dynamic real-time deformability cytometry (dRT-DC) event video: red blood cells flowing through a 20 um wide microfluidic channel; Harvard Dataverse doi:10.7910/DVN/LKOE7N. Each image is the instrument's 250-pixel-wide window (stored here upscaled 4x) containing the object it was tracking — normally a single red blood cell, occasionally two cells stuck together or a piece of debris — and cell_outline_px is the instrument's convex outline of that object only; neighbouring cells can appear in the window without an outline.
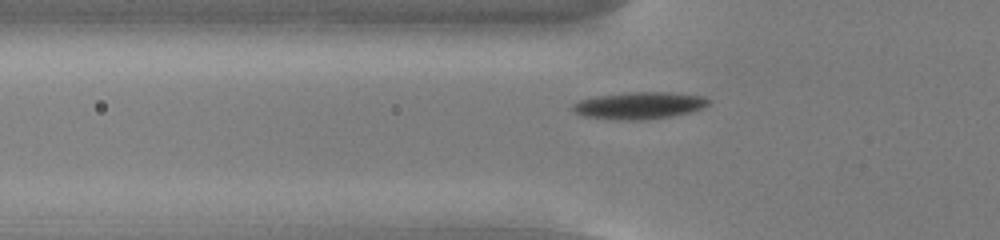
{"species": "common noctule bat (a hibernating species)", "species_latin": "Nyctalus noctula", "temperature_condition": "cold", "stored_images_in_passage": 39, "camera_frame_rate_fps": 3000, "um_per_image_px": 0.085, "animal": {"sex": "male", "body_mass_g": 13.0, "forearm_length_mm": 53.1}, "frame": {"image": 1, "passage_image": 3, "time_ms": 0.667, "image_size_px": [1000, 240], "cell_outline_px": [[708, 104], [700, 108], [688, 112], [672, 116], [644, 120], [620, 120], [584, 116], [576, 112], [572, 108], [572, 104], [580, 100], [596, 96], [628, 92], [668, 92], [704, 96], [708, 100]], "centroid_in_image_um": [54.31, 8.96], "position_along_channel_um": 71.5, "area_um2": 21.15}}
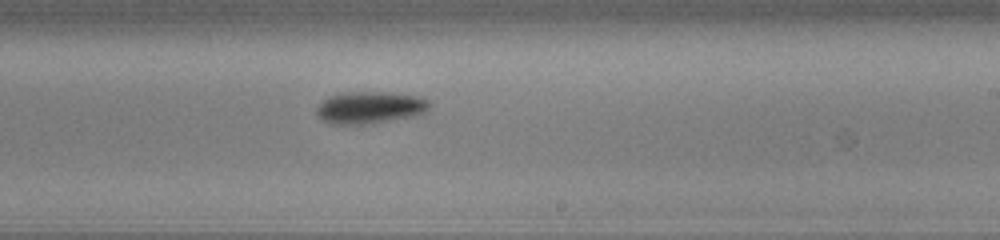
{"frame": {"image": 2, "passage_image": 18, "time_ms": 5.667, "image_size_px": [1000, 240], "cell_outline_px": [[432, 104], [428, 112], [416, 116], [372, 124], [332, 124], [320, 120], [316, 112], [316, 108], [328, 96], [344, 92], [384, 92], [420, 96], [428, 100]], "centroid_in_image_um": [31.49, 9.15], "position_along_channel_um": 257.5, "area_um2": 21.56}}
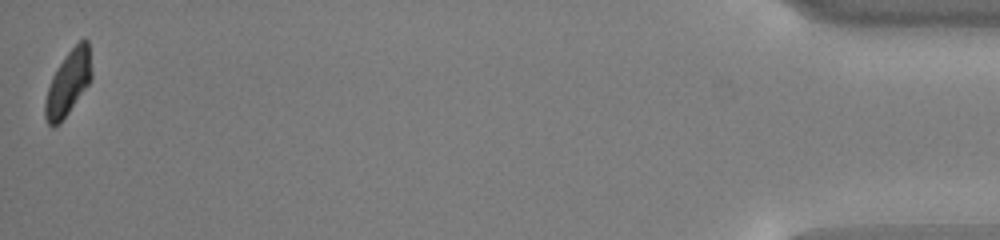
{"frame": {"image": 3, "passage_image": 39, "time_ms": 12.667, "image_size_px": [1000, 240], "cell_outline_px": [[92, 76], [88, 84], [68, 112], [56, 124], [48, 124], [44, 116], [44, 104], [48, 88], [52, 76], [64, 56], [84, 36], [88, 40], [92, 72]], "centroid_in_image_um": [5.8, 6.98], "position_along_channel_um": 429.4, "area_um2": 17.11}, "authors_computed_cell_mechanics": {"area_um2": 20.0566, "velocity_mm_per_s": 3.7453, "shape_relaxation_time_tau1_ms": 2.1653, "shape_relaxation_time_tau2_ms": null, "deformation_change_tau1": 0.1215, "deformation_change_tau2": null}}